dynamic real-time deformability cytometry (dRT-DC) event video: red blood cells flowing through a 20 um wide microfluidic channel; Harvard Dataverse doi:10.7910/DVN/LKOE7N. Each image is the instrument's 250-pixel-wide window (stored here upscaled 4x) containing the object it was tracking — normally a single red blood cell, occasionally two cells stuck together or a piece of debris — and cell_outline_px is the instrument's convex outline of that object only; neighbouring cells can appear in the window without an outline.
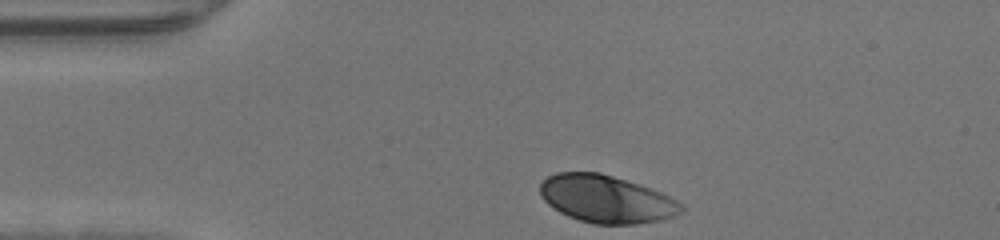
{"species": "human", "species_latin": "Homo sapiens", "temperature_condition": "warm", "stored_images_in_passage": 29, "camera_frame_rate_fps": 3000, "um_per_image_px": 0.085, "donor": {"sex": "male"}, "frame": {"image": 1, "passage_image": 1, "time_ms": 0.0, "image_size_px": [1000, 240], "cell_outline_px": [[684, 212], [676, 216], [660, 220], [636, 224], [592, 224], [568, 216], [560, 212], [548, 204], [540, 196], [540, 184], [548, 176], [556, 172], [600, 172], [640, 184], [660, 192], [684, 204]], "centroid_in_image_um": [51.55, 16.92], "position_along_channel_um": 33.4, "area_um2": 39.3}}
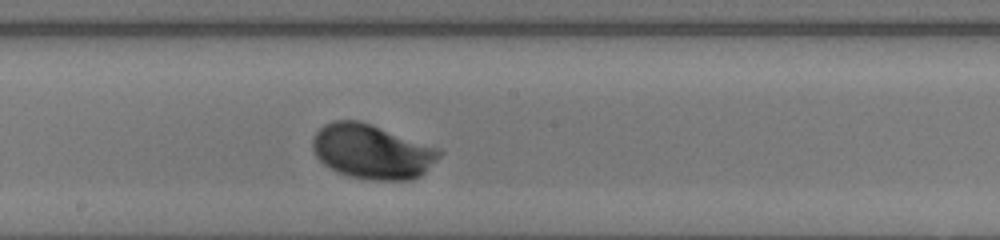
{"frame": {"image": 2, "passage_image": 17, "time_ms": 5.333, "image_size_px": [1000, 240], "cell_outline_px": [[444, 152], [420, 176], [412, 180], [372, 180], [348, 176], [336, 172], [324, 164], [312, 152], [312, 140], [316, 132], [324, 124], [332, 120], [360, 120], [372, 124], [440, 148]], "centroid_in_image_um": [31.61, 12.88], "position_along_channel_um": 216.6, "area_um2": 40.58}}
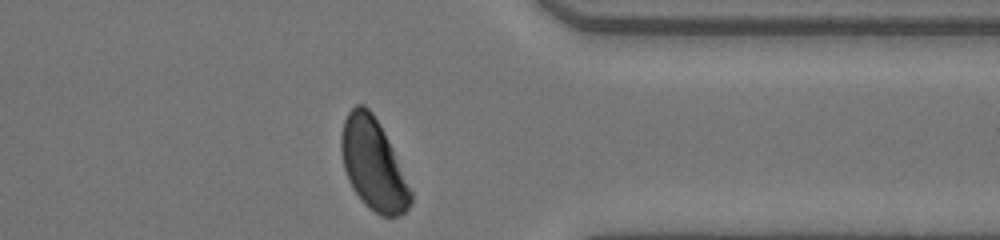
{"frame": {"image": 3, "passage_image": 29, "time_ms": 9.333, "image_size_px": [1000, 240], "cell_outline_px": [[412, 204], [400, 216], [380, 216], [368, 208], [360, 200], [352, 188], [348, 180], [344, 168], [340, 148], [340, 136], [344, 120], [348, 112], [356, 104], [364, 104], [372, 112], [380, 124], [392, 148], [412, 192]], "centroid_in_image_um": [31.71, 13.98], "position_along_channel_um": 379.7, "area_um2": 36.99}}